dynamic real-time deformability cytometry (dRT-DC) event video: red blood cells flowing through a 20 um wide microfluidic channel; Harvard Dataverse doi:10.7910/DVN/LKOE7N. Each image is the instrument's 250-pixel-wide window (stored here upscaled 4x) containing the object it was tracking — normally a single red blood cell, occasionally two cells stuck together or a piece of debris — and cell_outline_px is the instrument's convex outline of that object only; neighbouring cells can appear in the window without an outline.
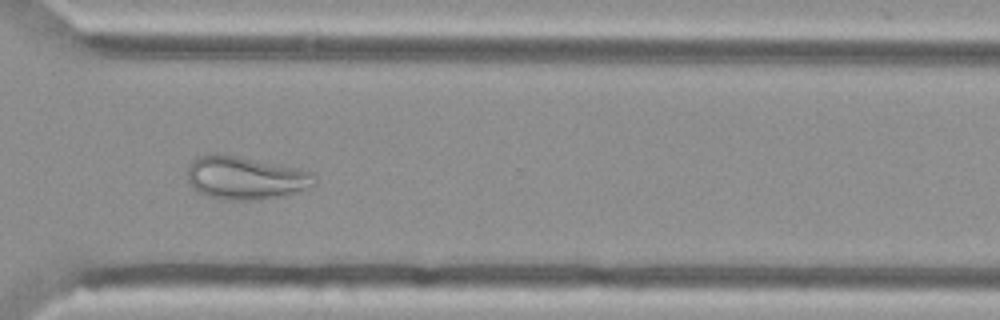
{"species": "Egyptian fruit bat (a non-hibernating species)", "species_latin": "Rousettus aegyptiacus", "temperature_condition": "cold", "stored_images_in_passage": 48, "camera_frame_rate_fps": 3000, "um_per_image_px": 0.085, "animal": {"sex": "female"}, "frame": {"image": 1, "passage_image": 34, "time_ms": 11.0, "image_size_px": [1000, 320], "cell_outline_px": [[316, 184], [296, 192], [284, 196], [260, 200], [224, 200], [208, 196], [192, 188], [188, 180], [188, 168], [192, 160], [200, 156], [212, 152], [220, 152], [300, 168], [316, 172]], "centroid_in_image_um": [20.89, 15.1], "position_along_channel_um": 349.7, "area_um2": 32.6}}
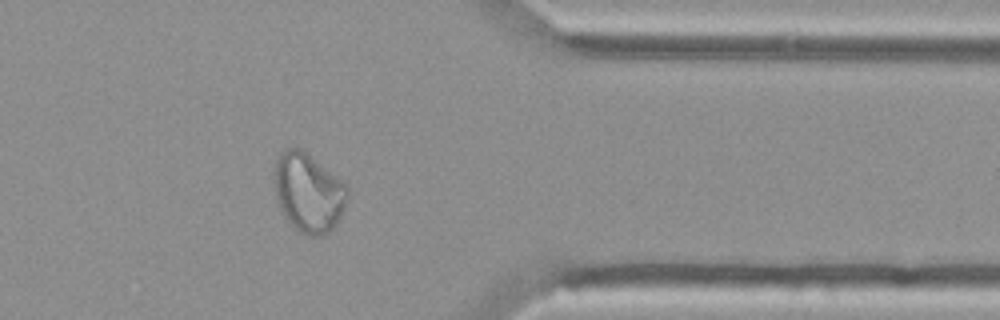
{"frame": {"image": 2, "passage_image": 38, "time_ms": 12.333, "image_size_px": [1000, 320], "cell_outline_px": [[348, 196], [340, 220], [328, 232], [320, 236], [308, 236], [300, 232], [284, 216], [276, 200], [272, 180], [272, 172], [276, 160], [280, 152], [284, 148], [300, 148], [348, 184]], "centroid_in_image_um": [26.19, 16.35], "position_along_channel_um": 385.2, "area_um2": 34.22}}
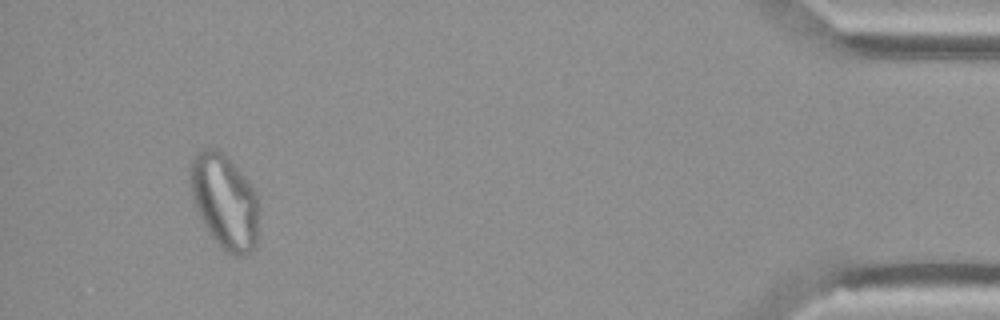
{"frame": {"image": 3, "passage_image": 45, "time_ms": 14.667, "image_size_px": [1000, 320], "cell_outline_px": [[256, 248], [244, 256], [236, 256], [224, 252], [200, 220], [192, 200], [188, 184], [188, 180], [192, 160], [196, 152], [204, 148], [216, 148], [224, 152], [248, 180], [256, 192]], "centroid_in_image_um": [19.03, 17.1], "position_along_channel_um": 416.2, "area_um2": 38.15}}